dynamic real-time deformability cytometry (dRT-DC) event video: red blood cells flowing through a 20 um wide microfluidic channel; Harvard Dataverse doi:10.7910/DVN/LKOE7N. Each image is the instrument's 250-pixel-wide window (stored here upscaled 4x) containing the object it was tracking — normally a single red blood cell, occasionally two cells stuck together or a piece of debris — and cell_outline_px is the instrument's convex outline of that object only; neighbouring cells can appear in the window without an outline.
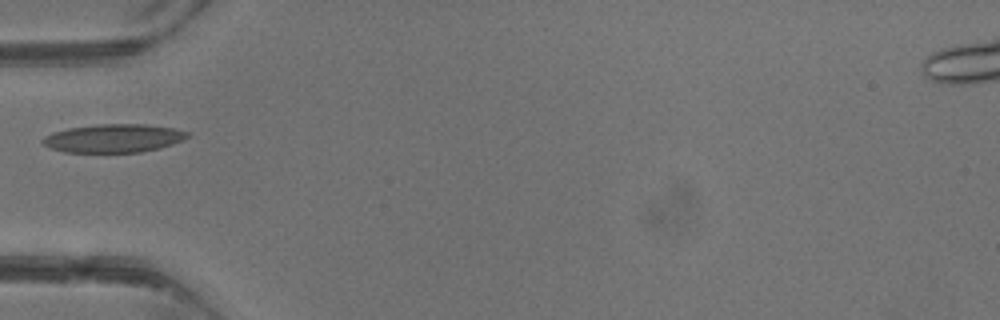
{"species": "common noctule bat (a hibernating species)", "species_latin": "Nyctalus noctula", "temperature_condition": "warm", "stored_images_in_passage": 2, "camera_frame_rate_fps": 3000, "um_per_image_px": 0.085, "animal": {"sex": "male", "body_mass_g": 13.3}, "frame": {"image": 1, "passage_image": 2, "time_ms": 2.0, "image_size_px": [1000, 320], "cell_outline_px": [[188, 136], [184, 140], [160, 148], [140, 152], [64, 152], [52, 148], [44, 144], [40, 140], [44, 136], [52, 132], [68, 128], [100, 124], [144, 124], [172, 128], [188, 132]], "centroid_in_image_um": [9.64, 11.75], "position_along_channel_um": 75.4, "area_um2": 23.81}}